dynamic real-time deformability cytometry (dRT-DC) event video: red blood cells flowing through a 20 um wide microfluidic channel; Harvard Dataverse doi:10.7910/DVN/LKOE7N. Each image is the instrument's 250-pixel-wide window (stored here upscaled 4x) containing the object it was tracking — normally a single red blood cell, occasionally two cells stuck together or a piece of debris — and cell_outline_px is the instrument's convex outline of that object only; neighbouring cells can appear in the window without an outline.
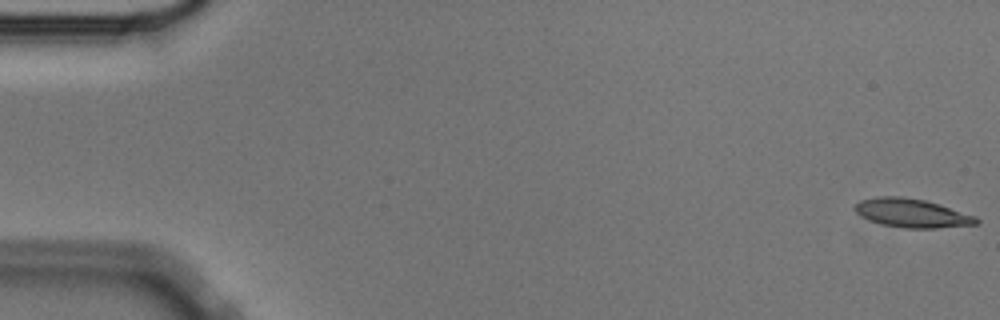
{"species": "Egyptian fruit bat (a non-hibernating species)", "species_latin": "Rousettus aegyptiacus", "temperature_condition": "cold", "stored_images_in_passage": 57, "camera_frame_rate_fps": 3000, "um_per_image_px": 0.085, "animal": {"sex": "male"}, "frame": {"image": 1, "passage_image": 1, "time_ms": 0.0, "image_size_px": [1000, 320], "cell_outline_px": [[980, 220], [976, 224], [936, 228], [904, 228], [880, 224], [856, 212], [852, 208], [860, 200], [876, 196], [900, 196], [924, 200], [976, 216]], "centroid_in_image_um": [77.49, 18.11], "position_along_channel_um": 7.5, "area_um2": 20.06}}
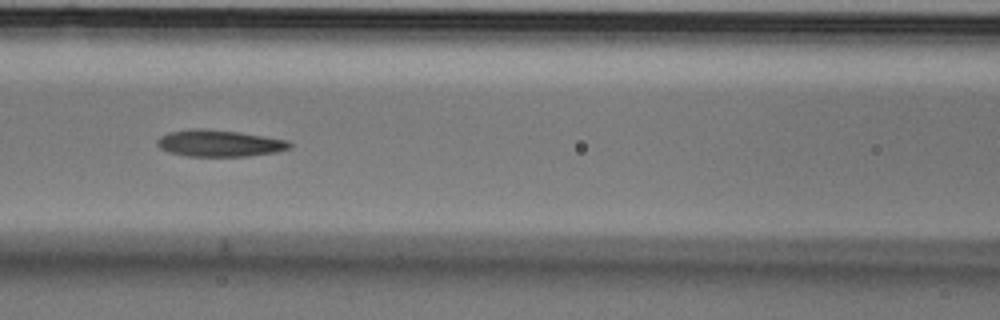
{"frame": {"image": 2, "passage_image": 25, "time_ms": 8.0, "image_size_px": [1000, 320], "cell_outline_px": [[292, 148], [276, 152], [248, 156], [188, 156], [168, 152], [160, 148], [156, 144], [156, 140], [160, 136], [168, 132], [192, 128], [200, 128], [240, 132], [288, 140], [292, 144]], "centroid_in_image_um": [18.64, 12.17], "position_along_channel_um": 148.0, "area_um2": 20.75}}
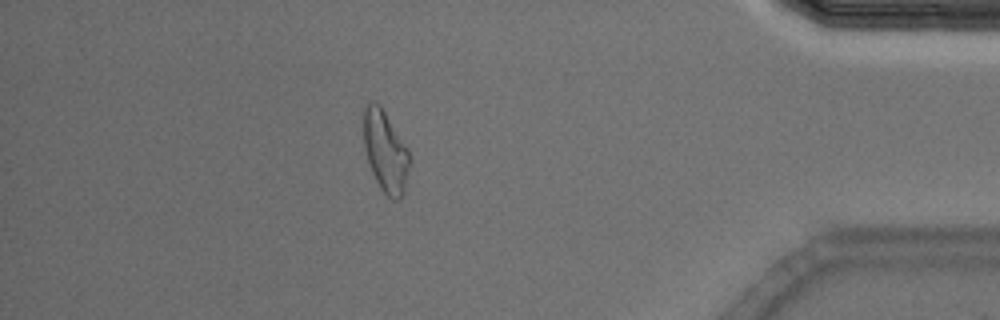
{"frame": {"image": 3, "passage_image": 50, "time_ms": 16.333, "image_size_px": [1000, 320], "cell_outline_px": [[412, 160], [404, 192], [400, 200], [392, 200], [380, 188], [372, 172], [364, 148], [364, 108], [368, 100], [372, 100], [380, 104], [408, 148]], "centroid_in_image_um": [32.79, 12.87], "position_along_channel_um": 402.4, "area_um2": 22.14}, "authors_computed_cell_mechanics": {"area_um2": 20.808, "velocity_mm_per_s": 3.5393, "shape_relaxation_time_tau1_ms": 8.6641, "shape_relaxation_time_tau2_ms": 3.4019, "deformation_change_tau1": 0.2449, "deformation_change_tau2": 0.1171}}